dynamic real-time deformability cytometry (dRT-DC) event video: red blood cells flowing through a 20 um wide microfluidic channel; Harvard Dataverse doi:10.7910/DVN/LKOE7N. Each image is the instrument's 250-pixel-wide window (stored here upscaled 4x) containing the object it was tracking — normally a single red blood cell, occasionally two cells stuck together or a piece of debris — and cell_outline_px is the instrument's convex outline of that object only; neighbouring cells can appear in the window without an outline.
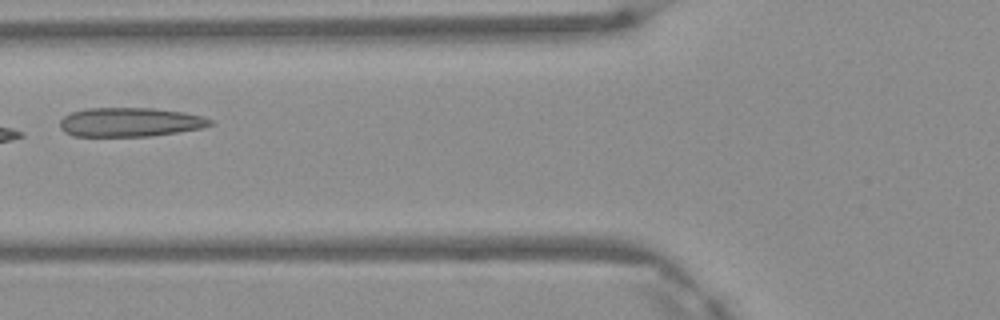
{"species": "Egyptian fruit bat (a non-hibernating species)", "species_latin": "Rousettus aegyptiacus", "temperature_condition": "warm", "stored_images_in_passage": 6, "camera_frame_rate_fps": 3000, "um_per_image_px": 0.085, "frame": {"image": 1, "passage_image": 6, "time_ms": 1.667, "image_size_px": [1000, 320], "cell_outline_px": [[216, 124], [204, 128], [152, 136], [72, 136], [64, 132], [60, 128], [60, 120], [64, 116], [72, 112], [88, 108], [156, 108], [184, 112], [200, 116], [212, 120]], "centroid_in_image_um": [11.08, 10.38], "position_along_channel_um": 114.7, "area_um2": 25.66}}